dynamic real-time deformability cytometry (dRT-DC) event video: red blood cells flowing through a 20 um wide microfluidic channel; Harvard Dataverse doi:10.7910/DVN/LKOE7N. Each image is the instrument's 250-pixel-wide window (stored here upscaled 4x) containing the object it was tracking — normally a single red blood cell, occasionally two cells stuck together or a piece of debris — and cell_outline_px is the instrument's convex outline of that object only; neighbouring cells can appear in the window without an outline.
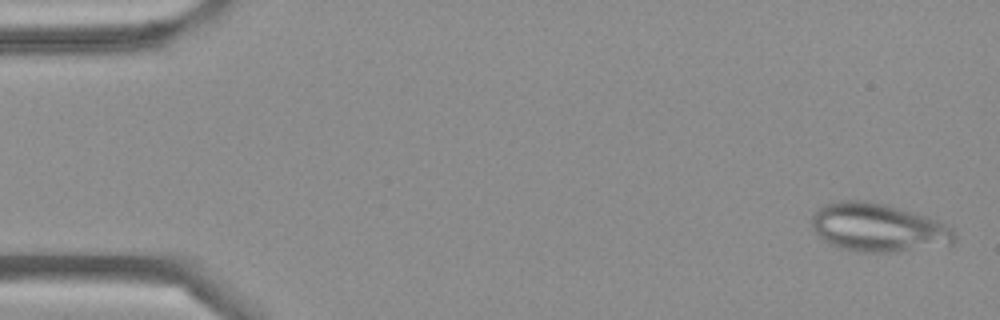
{"species": "Egyptian fruit bat (a non-hibernating species)", "species_latin": "Rousettus aegyptiacus", "temperature_condition": "cold", "stored_images_in_passage": 4, "camera_frame_rate_fps": 3000, "um_per_image_px": 0.085, "frame": {"image": 1, "passage_image": 1, "time_ms": 0.0, "image_size_px": [1000, 320], "cell_outline_px": [[956, 240], [952, 244], [892, 252], [856, 252], [840, 248], [828, 244], [812, 228], [812, 216], [824, 204], [840, 200], [864, 200], [884, 204], [940, 220], [948, 224], [952, 228], [956, 236]], "centroid_in_image_um": [74.65, 19.35], "position_along_channel_um": 10.3, "area_um2": 40.29}}